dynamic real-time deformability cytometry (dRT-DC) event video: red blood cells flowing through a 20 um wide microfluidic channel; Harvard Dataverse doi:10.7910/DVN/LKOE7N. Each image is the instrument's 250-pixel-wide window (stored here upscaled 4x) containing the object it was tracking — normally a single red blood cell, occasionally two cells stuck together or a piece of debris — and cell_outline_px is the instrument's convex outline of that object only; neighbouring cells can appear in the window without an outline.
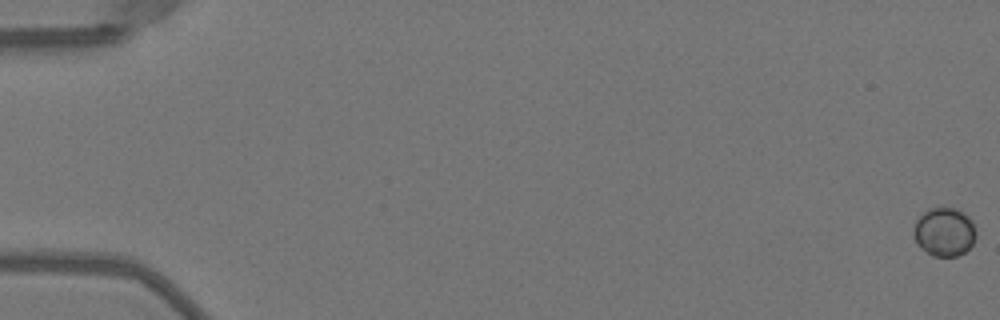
{"species": "Egyptian fruit bat (a non-hibernating species)", "species_latin": "Rousettus aegyptiacus", "temperature_condition": "warm", "stored_images_in_passage": 18, "camera_frame_rate_fps": 3000, "um_per_image_px": 0.085, "animal": {"sex": "female"}, "frame": {"image": 1, "passage_image": 1, "time_ms": 0.0, "image_size_px": [1000, 320], "cell_outline_px": [[976, 236], [972, 244], [964, 252], [956, 256], [932, 256], [920, 248], [916, 244], [912, 232], [916, 220], [928, 208], [940, 204], [956, 208], [964, 212], [972, 220], [976, 232]], "centroid_in_image_um": [80.24, 19.66], "position_along_channel_um": 4.8, "area_um2": 18.26}}
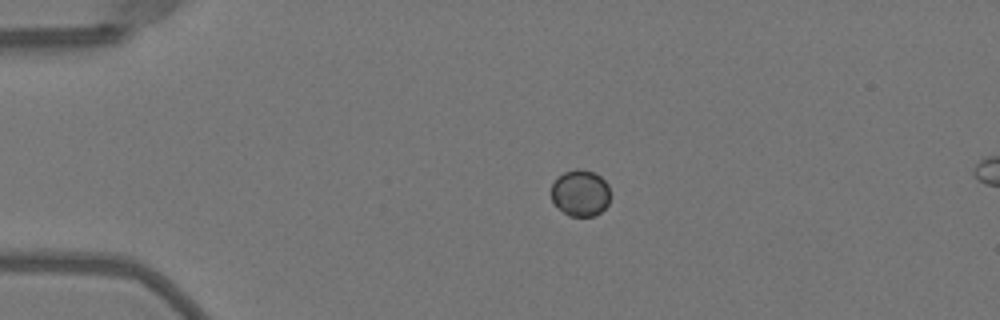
{"frame": {"image": 2, "passage_image": 13, "time_ms": 4.0, "image_size_px": [1000, 320], "cell_outline_px": [[608, 204], [596, 216], [568, 216], [552, 200], [552, 184], [564, 172], [576, 168], [580, 168], [592, 172], [600, 176], [608, 184]], "centroid_in_image_um": [49.34, 16.41], "position_along_channel_um": 35.7, "area_um2": 15.72}}